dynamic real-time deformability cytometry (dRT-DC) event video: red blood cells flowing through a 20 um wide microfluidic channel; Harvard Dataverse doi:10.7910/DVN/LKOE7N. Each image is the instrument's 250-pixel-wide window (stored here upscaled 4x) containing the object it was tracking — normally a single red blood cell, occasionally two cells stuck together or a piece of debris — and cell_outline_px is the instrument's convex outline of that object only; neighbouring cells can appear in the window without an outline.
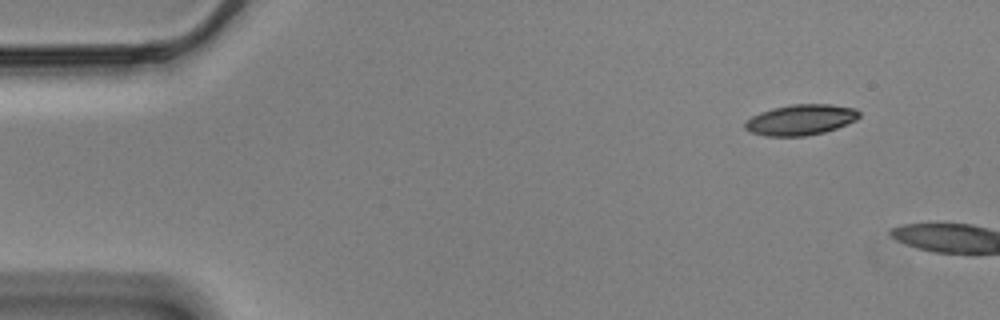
{"species": "Egyptian fruit bat (a non-hibernating species)", "species_latin": "Rousettus aegyptiacus", "temperature_condition": "cold", "stored_images_in_passage": 4, "camera_frame_rate_fps": 3000, "um_per_image_px": 0.085, "animal": {"sex": "male"}, "frame": {"image": 1, "passage_image": 1, "time_ms": 0.0, "image_size_px": [1000, 320], "cell_outline_px": [[860, 116], [856, 120], [836, 128], [824, 132], [808, 136], [764, 136], [748, 132], [744, 128], [744, 120], [760, 112], [772, 108], [792, 104], [828, 104], [856, 108], [860, 112]], "centroid_in_image_um": [68.02, 10.19], "position_along_channel_um": 17.0, "area_um2": 20.63}}